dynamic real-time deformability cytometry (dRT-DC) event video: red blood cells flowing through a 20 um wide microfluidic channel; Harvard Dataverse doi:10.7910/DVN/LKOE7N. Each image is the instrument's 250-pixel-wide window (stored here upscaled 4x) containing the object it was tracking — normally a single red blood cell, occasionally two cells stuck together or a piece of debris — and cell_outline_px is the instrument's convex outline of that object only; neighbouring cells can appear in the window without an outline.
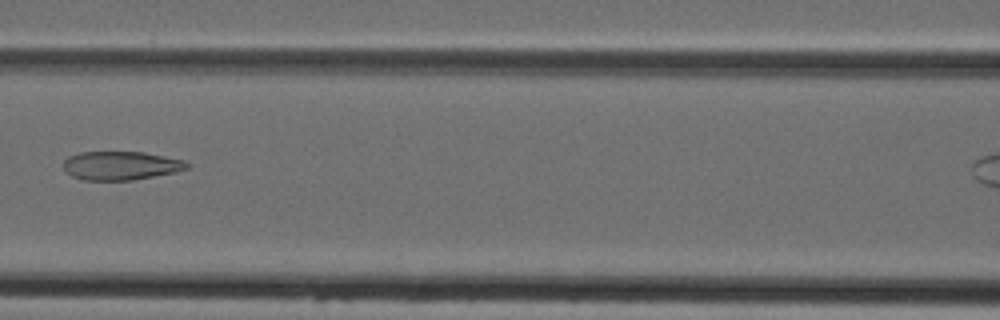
{"species": "Egyptian fruit bat (a non-hibernating species)", "species_latin": "Rousettus aegyptiacus", "temperature_condition": "cold", "stored_images_in_passage": 9, "segment_of_instrument_passage": [1, 2], "camera_frame_rate_fps": 3000, "um_per_image_px": 0.085, "animal": {"sex": "female"}, "frame": {"image": 1, "passage_image": 7, "time_ms": 7.333, "image_size_px": [1000, 320], "cell_outline_px": [[192, 164], [188, 168], [176, 172], [132, 180], [84, 180], [72, 176], [64, 172], [64, 160], [68, 156], [80, 152], [144, 152], [184, 160]], "centroid_in_image_um": [10.27, 14.07], "position_along_channel_um": 156.3, "area_um2": 20.75}}
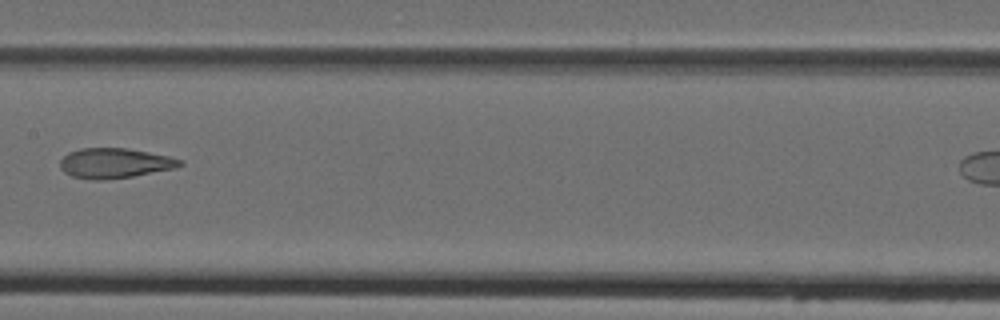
{"frame": {"image": 2, "passage_image": 8, "time_ms": 8.333, "image_size_px": [1000, 320], "cell_outline_px": [[184, 164], [176, 168], [132, 176], [104, 180], [92, 180], [72, 176], [64, 172], [60, 168], [60, 160], [68, 152], [80, 148], [128, 148], [168, 156], [184, 160]], "centroid_in_image_um": [9.75, 13.86], "position_along_channel_um": 197.7, "area_um2": 21.04}}